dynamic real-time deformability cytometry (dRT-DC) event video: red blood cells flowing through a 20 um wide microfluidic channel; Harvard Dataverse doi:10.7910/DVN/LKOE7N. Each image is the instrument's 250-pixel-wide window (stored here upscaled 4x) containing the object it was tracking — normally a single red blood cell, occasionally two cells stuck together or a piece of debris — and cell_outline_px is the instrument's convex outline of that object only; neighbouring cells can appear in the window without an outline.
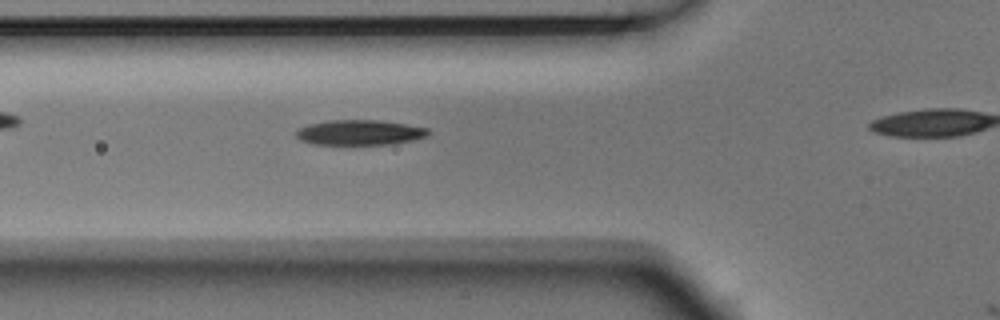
{"species": "Egyptian fruit bat (a non-hibernating species)", "species_latin": "Rousettus aegyptiacus", "temperature_condition": "room temperature", "stored_images_in_passage": 5, "camera_frame_rate_fps": 3000, "um_per_image_px": 0.085, "animal": {"sex": "male"}, "frame": {"image": 1, "passage_image": 4, "time_ms": 1.0, "image_size_px": [1000, 320], "cell_outline_px": [[428, 136], [412, 140], [388, 144], [312, 144], [300, 140], [296, 136], [296, 128], [308, 124], [328, 120], [380, 120], [428, 128]], "centroid_in_image_um": [30.51, 11.25], "position_along_channel_um": 95.3, "area_um2": 19.31}}